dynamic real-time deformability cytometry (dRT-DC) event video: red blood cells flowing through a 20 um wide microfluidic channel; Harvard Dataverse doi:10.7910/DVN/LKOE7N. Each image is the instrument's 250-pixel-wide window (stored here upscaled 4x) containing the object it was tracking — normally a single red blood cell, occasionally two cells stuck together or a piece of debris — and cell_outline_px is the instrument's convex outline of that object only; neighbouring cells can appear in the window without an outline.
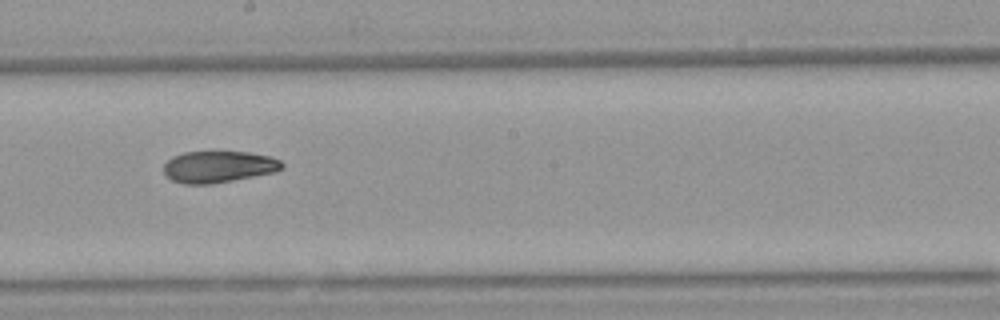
{"species": "Egyptian fruit bat (a non-hibernating species)", "species_latin": "Rousettus aegyptiacus", "temperature_condition": "warm", "stored_images_in_passage": 9, "camera_frame_rate_fps": 3000, "um_per_image_px": 0.085, "animal": {"sex": "female"}, "frame": {"image": 1, "passage_image": 8, "time_ms": 8.667, "image_size_px": [1000, 320], "cell_outline_px": [[284, 168], [276, 172], [212, 184], [184, 184], [172, 180], [164, 172], [164, 164], [172, 156], [184, 152], [248, 152], [268, 156], [280, 160], [284, 164]], "centroid_in_image_um": [18.59, 14.18], "position_along_channel_um": 229.6, "area_um2": 21.79}}
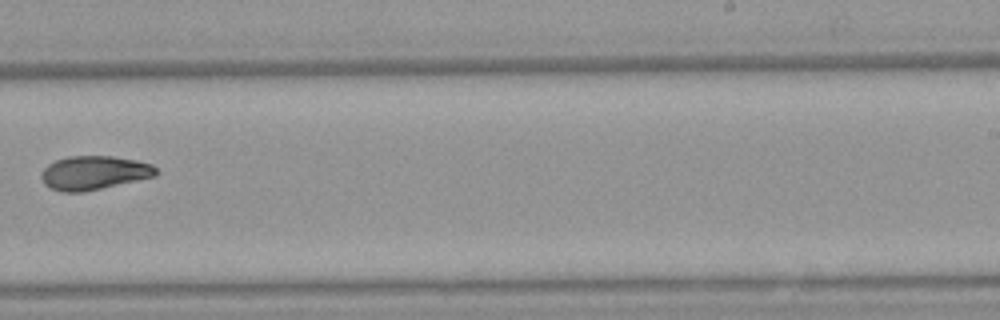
{"frame": {"image": 2, "passage_image": 9, "time_ms": 10.0, "image_size_px": [1000, 320], "cell_outline_px": [[156, 176], [84, 192], [60, 192], [44, 184], [40, 176], [40, 172], [48, 164], [56, 160], [68, 156], [112, 156], [136, 160], [152, 164], [156, 168]], "centroid_in_image_um": [7.96, 14.69], "position_along_channel_um": 281.0, "area_um2": 22.66}}